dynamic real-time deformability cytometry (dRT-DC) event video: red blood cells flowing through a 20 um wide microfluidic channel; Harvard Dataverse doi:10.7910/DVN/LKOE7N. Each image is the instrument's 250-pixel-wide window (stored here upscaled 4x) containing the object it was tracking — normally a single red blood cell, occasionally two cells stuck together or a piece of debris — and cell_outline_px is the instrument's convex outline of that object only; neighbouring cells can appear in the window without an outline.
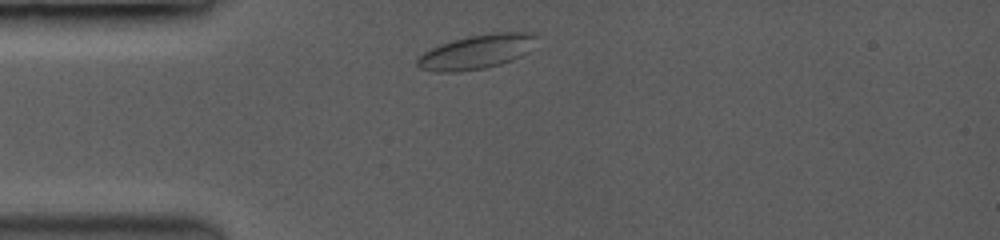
{"species": "common noctule bat (a hibernating species)", "species_latin": "Nyctalus noctula", "temperature_condition": "room temperature", "stored_images_in_passage": 12, "camera_frame_rate_fps": 3500, "um_per_image_px": 0.085, "animal": {"sex": "female", "body_mass_g": 19.0, "forearm_length_mm": 53.3}, "frame": {"image": 1, "passage_image": 1, "time_ms": 0.0, "image_size_px": [1000, 240], "cell_outline_px": [[536, 36], [520, 56], [512, 60], [500, 64], [484, 68], [448, 72], [440, 72], [420, 68], [416, 64], [416, 60], [424, 52], [440, 44], [468, 36], [492, 32], [536, 32]], "centroid_in_image_um": [40.45, 4.39], "position_along_channel_um": 44.6, "area_um2": 23.12}}
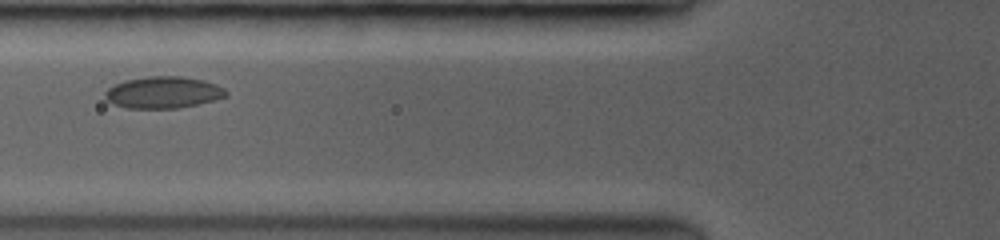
{"frame": {"image": 2, "passage_image": 4, "time_ms": 2.286, "image_size_px": [1000, 240], "cell_outline_px": [[228, 96], [196, 104], [176, 108], [128, 108], [116, 104], [108, 100], [104, 96], [104, 92], [108, 88], [124, 80], [148, 76], [180, 76], [204, 80], [216, 84], [224, 88], [228, 92]], "centroid_in_image_um": [13.89, 7.84], "position_along_channel_um": 111.9, "area_um2": 22.2}}
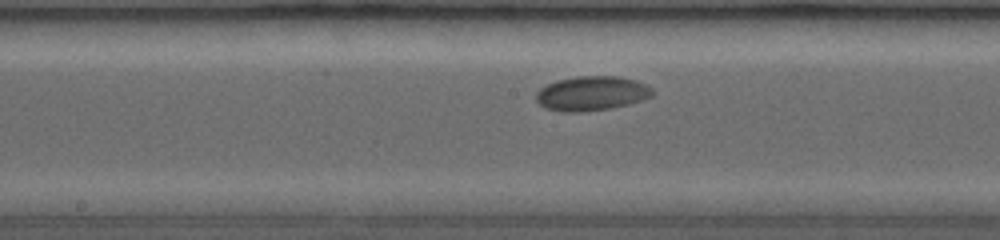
{"frame": {"image": 3, "passage_image": 8, "time_ms": 4.571, "image_size_px": [1000, 240], "cell_outline_px": [[652, 96], [640, 100], [608, 108], [572, 112], [568, 112], [548, 108], [540, 104], [536, 100], [536, 92], [540, 88], [556, 80], [576, 76], [620, 76], [636, 80], [652, 88]], "centroid_in_image_um": [50.27, 7.91], "position_along_channel_um": 197.9, "area_um2": 22.89}}